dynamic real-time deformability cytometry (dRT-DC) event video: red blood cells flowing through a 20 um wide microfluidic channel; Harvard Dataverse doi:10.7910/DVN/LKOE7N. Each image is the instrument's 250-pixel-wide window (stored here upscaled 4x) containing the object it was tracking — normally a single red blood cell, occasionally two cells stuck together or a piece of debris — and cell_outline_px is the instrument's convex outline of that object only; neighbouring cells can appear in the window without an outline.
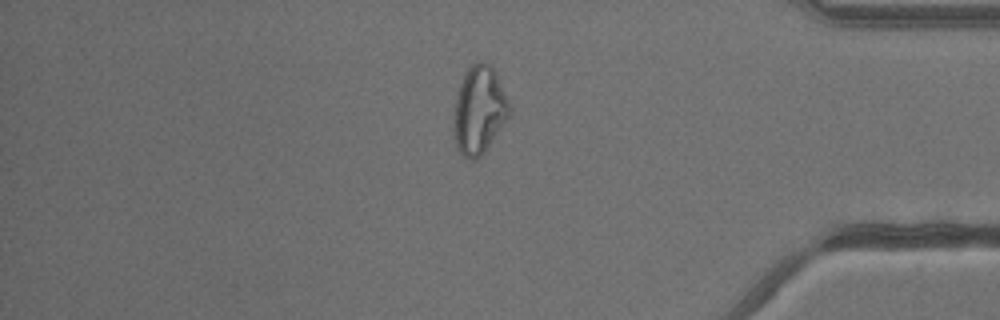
{"species": "common noctule bat (a hibernating species)", "species_latin": "Nyctalus noctula", "temperature_condition": "warm", "stored_images_in_passage": 41, "camera_frame_rate_fps": 3000, "um_per_image_px": 0.085, "animal": {"sex": "male", "body_mass_g": 13.3}, "frame": {"image": 1, "passage_image": 35, "time_ms": 11.333, "image_size_px": [1000, 320], "cell_outline_px": [[512, 108], [508, 116], [484, 152], [476, 160], [468, 160], [460, 152], [456, 144], [452, 132], [452, 116], [456, 96], [460, 84], [468, 68], [476, 60], [484, 60], [496, 72]], "centroid_in_image_um": [40.7, 9.35], "position_along_channel_um": 394.5, "area_um2": 28.67}}